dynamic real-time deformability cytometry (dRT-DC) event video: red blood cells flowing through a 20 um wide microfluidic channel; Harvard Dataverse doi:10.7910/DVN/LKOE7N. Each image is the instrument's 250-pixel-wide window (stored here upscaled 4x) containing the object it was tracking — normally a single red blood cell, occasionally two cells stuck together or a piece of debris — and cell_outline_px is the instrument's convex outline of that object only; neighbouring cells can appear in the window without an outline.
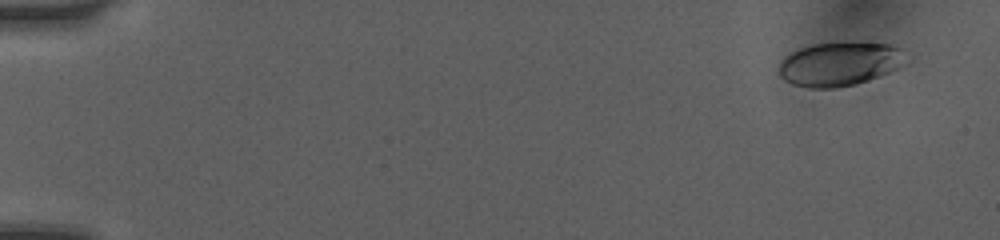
{"species": "human", "species_latin": "Homo sapiens", "temperature_condition": "room temperature", "stored_images_in_passage": 9, "camera_frame_rate_fps": 3000, "um_per_image_px": 0.085, "donor": {"sex": "female"}, "frame": {"image": 1, "passage_image": 1, "time_ms": 0.0, "image_size_px": [1000, 240], "cell_outline_px": [[912, 60], [888, 72], [856, 84], [836, 88], [808, 88], [792, 84], [784, 80], [780, 76], [780, 60], [784, 56], [800, 48], [816, 44], [892, 44], [904, 48], [912, 56]], "centroid_in_image_um": [71.44, 5.45], "position_along_channel_um": 13.6, "area_um2": 32.48}}
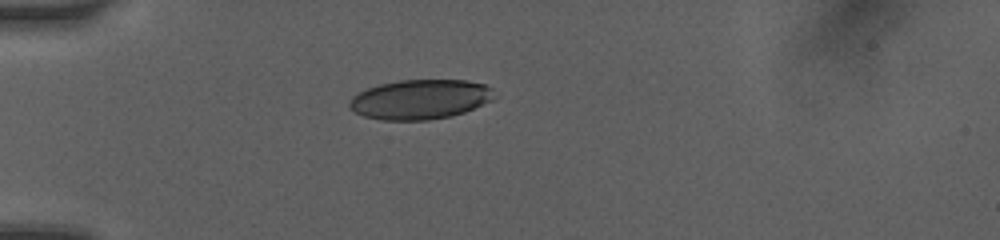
{"frame": {"image": 2, "passage_image": 6, "time_ms": 4.0, "image_size_px": [1000, 240], "cell_outline_px": [[492, 100], [464, 112], [452, 116], [428, 120], [384, 120], [364, 116], [356, 112], [348, 104], [352, 96], [368, 88], [380, 84], [400, 80], [468, 80], [484, 84], [492, 88]], "centroid_in_image_um": [35.72, 8.44], "position_along_channel_um": 49.3, "area_um2": 33.23}}
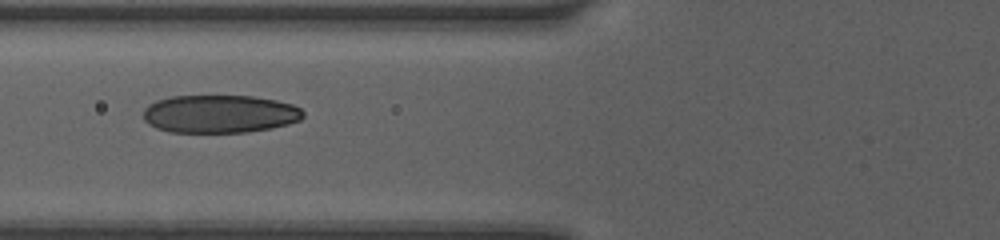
{"frame": {"image": 3, "passage_image": 8, "time_ms": 6.0, "image_size_px": [1000, 240], "cell_outline_px": [[304, 116], [300, 120], [288, 124], [272, 128], [244, 132], [168, 132], [156, 128], [148, 124], [144, 120], [144, 108], [148, 104], [156, 100], [172, 96], [252, 96], [276, 100], [292, 104], [300, 108], [304, 112]], "centroid_in_image_um": [18.66, 9.68], "position_along_channel_um": 107.1, "area_um2": 35.55}}